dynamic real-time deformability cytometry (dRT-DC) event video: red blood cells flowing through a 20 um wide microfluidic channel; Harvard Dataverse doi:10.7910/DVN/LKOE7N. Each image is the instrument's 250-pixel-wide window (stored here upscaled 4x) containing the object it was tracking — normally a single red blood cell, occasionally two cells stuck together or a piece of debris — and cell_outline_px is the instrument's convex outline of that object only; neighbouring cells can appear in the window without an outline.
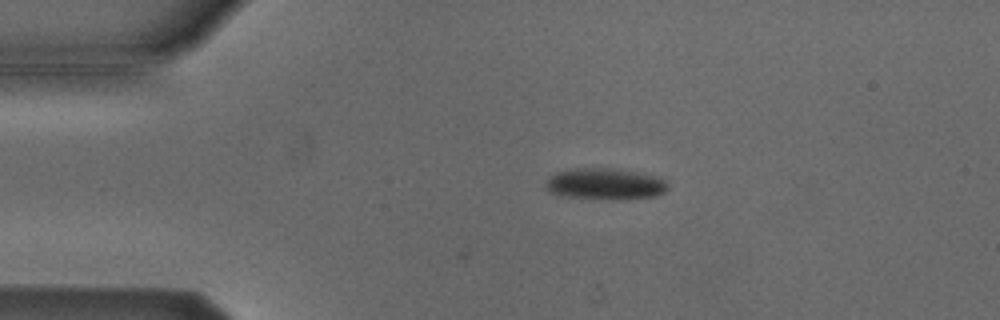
{"species": "Egyptian fruit bat (a non-hibernating species)", "species_latin": "Rousettus aegyptiacus", "temperature_condition": "cold", "stored_images_in_passage": 11, "camera_frame_rate_fps": 3000, "um_per_image_px": 0.085, "animal": {"sex": "male"}, "frame": {"image": 1, "passage_image": 11, "time_ms": 3.333, "image_size_px": [1000, 320], "cell_outline_px": [[668, 188], [664, 192], [656, 196], [612, 200], [568, 196], [548, 192], [544, 188], [544, 184], [548, 176], [556, 172], [572, 168], [608, 168], [632, 172], [652, 176], [664, 180], [668, 184]], "centroid_in_image_um": [51.35, 15.64], "position_along_channel_um": 33.7, "area_um2": 22.2}}